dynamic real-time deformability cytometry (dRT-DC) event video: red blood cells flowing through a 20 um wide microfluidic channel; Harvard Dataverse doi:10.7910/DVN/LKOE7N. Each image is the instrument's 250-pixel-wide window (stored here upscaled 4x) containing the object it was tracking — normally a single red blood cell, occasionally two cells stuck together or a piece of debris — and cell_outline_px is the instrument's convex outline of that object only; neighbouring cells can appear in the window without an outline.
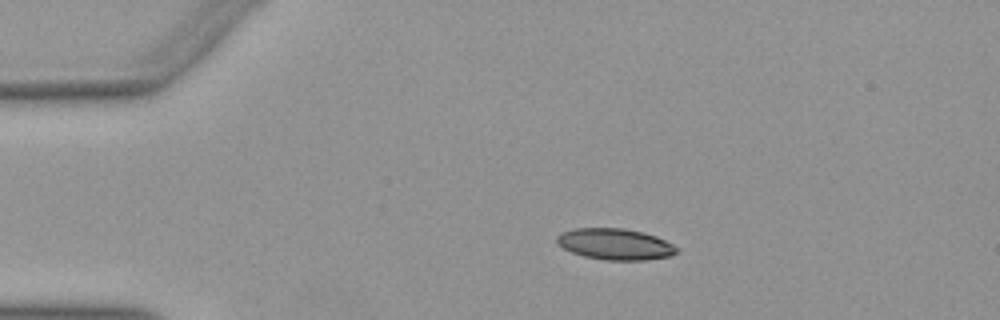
{"species": "Egyptian fruit bat (a non-hibernating species)", "species_latin": "Rousettus aegyptiacus", "temperature_condition": "warm", "stored_images_in_passage": 26, "camera_frame_rate_fps": 3000, "um_per_image_px": 0.085, "animal": {"sex": "female"}, "frame": {"image": 1, "passage_image": 1, "time_ms": 0.0, "image_size_px": [1000, 320], "cell_outline_px": [[680, 252], [672, 256], [648, 260], [604, 260], [584, 256], [572, 252], [564, 248], [556, 240], [556, 236], [560, 232], [572, 228], [624, 228], [644, 232], [656, 236], [680, 248]], "centroid_in_image_um": [52.33, 20.75], "position_along_channel_um": 32.7, "area_um2": 22.08}}
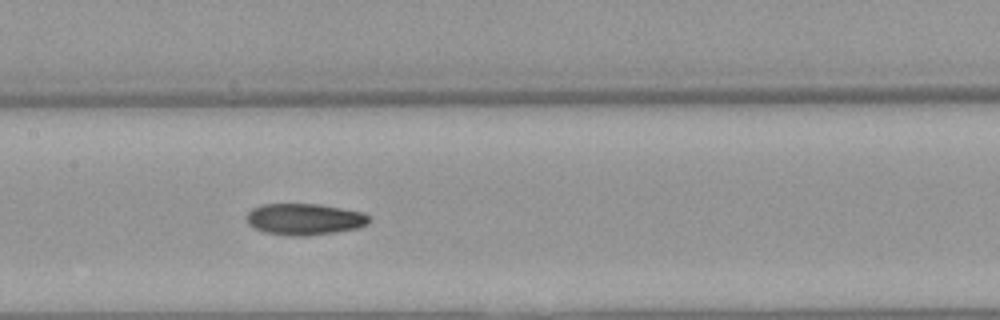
{"frame": {"image": 2, "passage_image": 16, "time_ms": 5.0, "image_size_px": [1000, 320], "cell_outline_px": [[372, 220], [368, 224], [360, 228], [336, 232], [304, 236], [300, 236], [264, 232], [252, 228], [248, 224], [248, 212], [252, 208], [260, 204], [320, 204], [364, 212], [372, 216]], "centroid_in_image_um": [25.95, 18.62], "position_along_channel_um": 181.5, "area_um2": 22.72}}
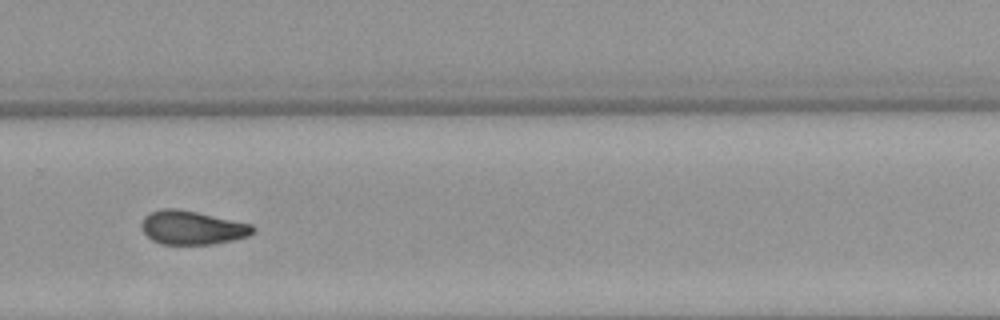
{"frame": {"image": 3, "passage_image": 26, "time_ms": 8.333, "image_size_px": [1000, 320], "cell_outline_px": [[256, 228], [248, 236], [232, 240], [212, 244], [160, 244], [152, 240], [140, 228], [140, 224], [144, 216], [152, 212], [164, 208], [176, 208], [196, 212], [252, 224]], "centroid_in_image_um": [16.31, 19.35], "position_along_channel_um": 313.5, "area_um2": 21.79}}